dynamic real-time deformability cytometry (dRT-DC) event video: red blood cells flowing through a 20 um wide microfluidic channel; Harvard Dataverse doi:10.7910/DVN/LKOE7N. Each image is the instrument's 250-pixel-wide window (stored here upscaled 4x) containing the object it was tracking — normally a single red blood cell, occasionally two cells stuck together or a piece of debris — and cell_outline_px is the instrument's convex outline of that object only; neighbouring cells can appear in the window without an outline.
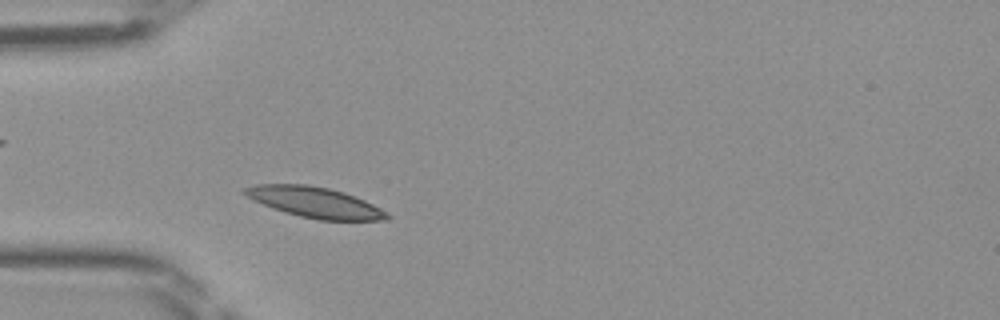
{"species": "Egyptian fruit bat (a non-hibernating species)", "species_latin": "Rousettus aegyptiacus", "temperature_condition": "room temperature", "stored_images_in_passage": 40, "camera_frame_rate_fps": 3000, "um_per_image_px": 0.085, "frame": {"image": 1, "passage_image": 6, "time_ms": 1.667, "image_size_px": [1000, 320], "cell_outline_px": [[392, 216], [388, 220], [320, 220], [300, 216], [284, 212], [272, 208], [252, 200], [240, 192], [244, 188], [256, 184], [308, 184], [328, 188], [344, 192], [356, 196], [388, 212]], "centroid_in_image_um": [26.75, 17.19], "position_along_channel_um": 58.2, "area_um2": 25.55}}
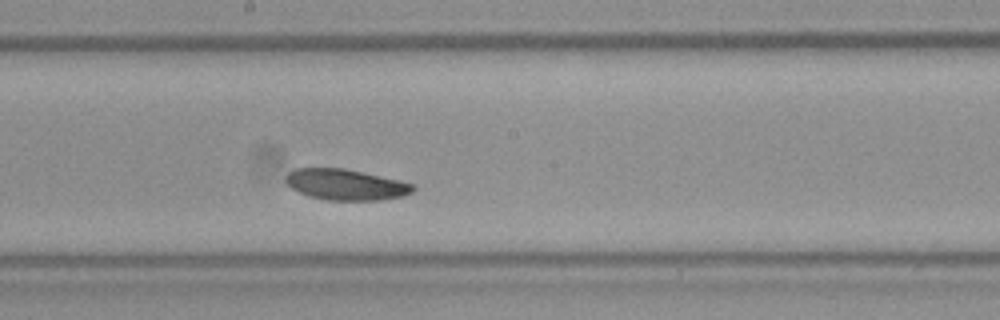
{"frame": {"image": 2, "passage_image": 18, "time_ms": 5.667, "image_size_px": [1000, 320], "cell_outline_px": [[416, 188], [412, 192], [404, 196], [380, 200], [328, 200], [308, 196], [292, 188], [284, 180], [288, 172], [296, 168], [344, 168], [400, 180], [416, 184]], "centroid_in_image_um": [29.42, 15.69], "position_along_channel_um": 218.8, "area_um2": 23.0}}
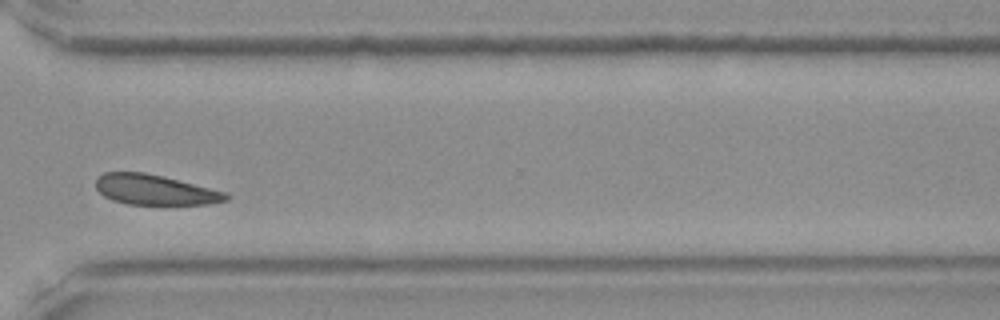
{"frame": {"image": 3, "passage_image": 28, "time_ms": 9.0, "image_size_px": [1000, 320], "cell_outline_px": [[228, 200], [208, 204], [128, 204], [112, 200], [104, 196], [96, 188], [96, 176], [104, 172], [144, 172], [164, 176], [228, 192]], "centroid_in_image_um": [13.16, 16.12], "position_along_channel_um": 357.4, "area_um2": 23.0}}